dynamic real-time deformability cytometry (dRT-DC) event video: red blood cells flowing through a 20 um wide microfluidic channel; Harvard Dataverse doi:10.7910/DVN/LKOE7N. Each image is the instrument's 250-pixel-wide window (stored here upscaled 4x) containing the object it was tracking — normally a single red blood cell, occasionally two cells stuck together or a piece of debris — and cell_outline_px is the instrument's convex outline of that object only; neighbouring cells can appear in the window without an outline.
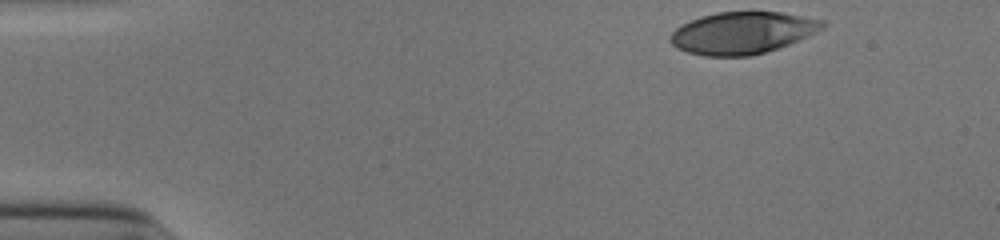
{"species": "human", "species_latin": "Homo sapiens", "temperature_condition": "cold", "stored_images_in_passage": 37, "camera_frame_rate_fps": 3000, "um_per_image_px": 0.085, "donor": {"sex": "male"}, "frame": {"image": 1, "passage_image": 1, "time_ms": 0.0, "image_size_px": [1000, 240], "cell_outline_px": [[828, 24], [824, 28], [808, 36], [788, 44], [764, 52], [748, 56], [704, 56], [688, 52], [676, 48], [668, 40], [672, 32], [676, 28], [700, 16], [716, 12], [780, 12], [824, 20]], "centroid_in_image_um": [63.1, 2.79], "position_along_channel_um": 21.9, "area_um2": 37.11}}
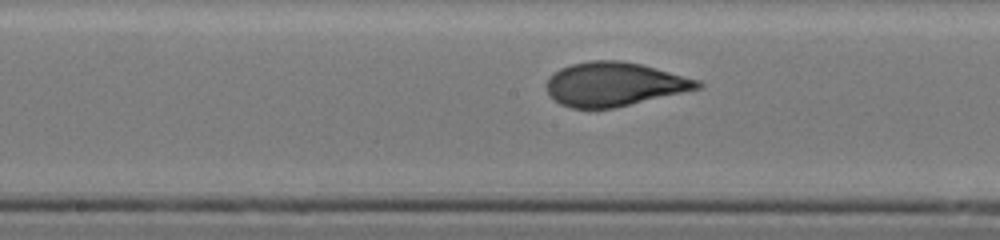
{"frame": {"image": 2, "passage_image": 22, "time_ms": 7.0, "image_size_px": [1000, 240], "cell_outline_px": [[704, 84], [700, 88], [612, 108], [572, 108], [560, 104], [548, 96], [544, 84], [548, 76], [560, 68], [572, 64], [592, 60], [624, 60], [640, 64], [700, 80]], "centroid_in_image_um": [52.14, 7.15], "position_along_channel_um": 196.1, "area_um2": 38.61}}
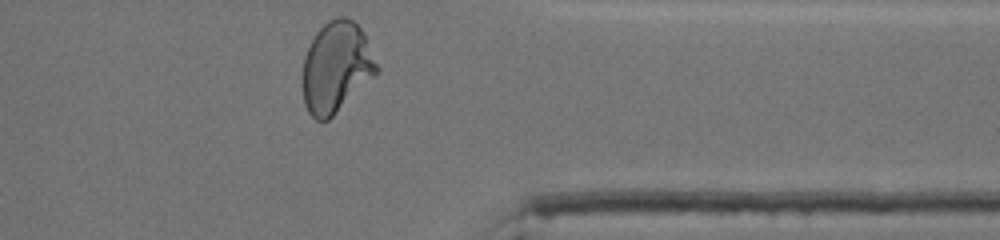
{"frame": {"image": 3, "passage_image": 37, "time_ms": 12.0, "image_size_px": [1000, 240], "cell_outline_px": [[380, 68], [328, 120], [316, 120], [308, 112], [304, 104], [304, 56], [316, 32], [328, 20], [336, 16], [344, 16], [352, 20], [364, 32]], "centroid_in_image_um": [28.58, 5.66], "position_along_channel_um": 382.8, "area_um2": 38.44}, "authors_computed_cell_mechanics": {"area_um2": 38.2058, "velocity_mm_per_s": 3.8932, "shape_relaxation_time_tau1_ms": 6.2853, "shape_relaxation_time_tau2_ms": null, "deformation_change_tau1": 0.2698, "deformation_change_tau2": null}}